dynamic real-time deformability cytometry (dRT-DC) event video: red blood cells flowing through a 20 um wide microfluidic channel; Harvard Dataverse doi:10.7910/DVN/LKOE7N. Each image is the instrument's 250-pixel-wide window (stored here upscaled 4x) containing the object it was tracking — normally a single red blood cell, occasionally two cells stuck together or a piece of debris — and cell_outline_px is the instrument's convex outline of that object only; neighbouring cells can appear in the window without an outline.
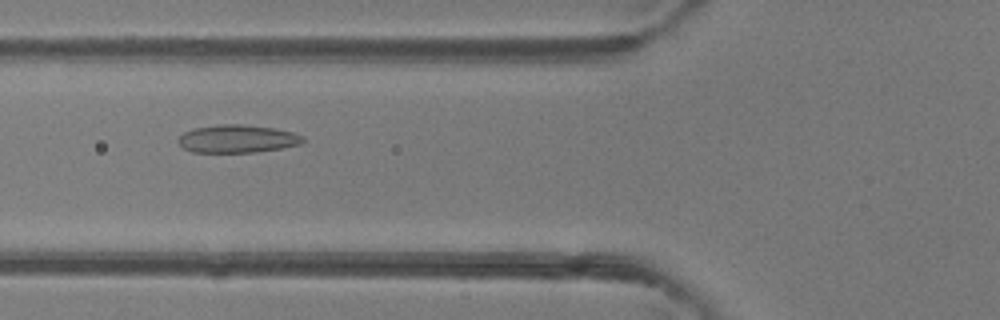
{"species": "common noctule bat (a hibernating species)", "species_latin": "Nyctalus noctula", "temperature_condition": "room temperature", "stored_images_in_passage": 35, "camera_frame_rate_fps": 3000, "um_per_image_px": 0.085, "animal": {"sex": "female"}, "frame": {"image": 1, "passage_image": 6, "time_ms": 1.667, "image_size_px": [1000, 320], "cell_outline_px": [[304, 140], [300, 144], [280, 148], [256, 152], [192, 152], [184, 148], [176, 140], [184, 132], [192, 128], [220, 124], [244, 124], [272, 128], [292, 132], [304, 136]], "centroid_in_image_um": [20.15, 11.79], "position_along_channel_um": 105.7, "area_um2": 20.23}}
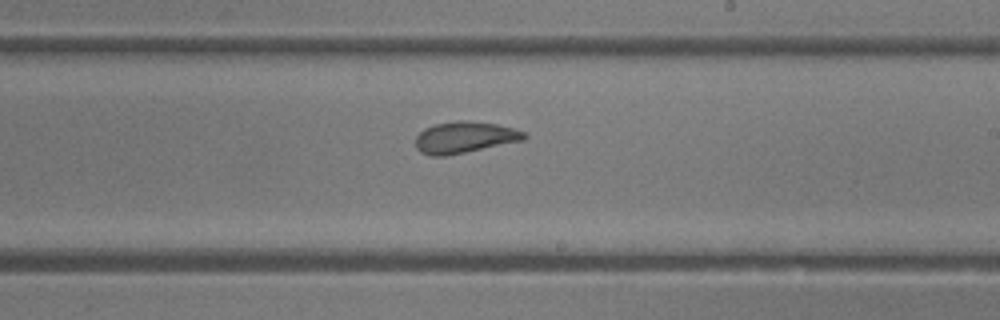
{"frame": {"image": 2, "passage_image": 16, "time_ms": 5.0, "image_size_px": [1000, 320], "cell_outline_px": [[528, 136], [524, 140], [444, 156], [432, 156], [420, 152], [416, 148], [416, 136], [424, 128], [436, 124], [460, 120], [468, 120], [496, 124], [512, 128], [524, 132]], "centroid_in_image_um": [39.47, 11.67], "position_along_channel_um": 249.5, "area_um2": 19.71}}
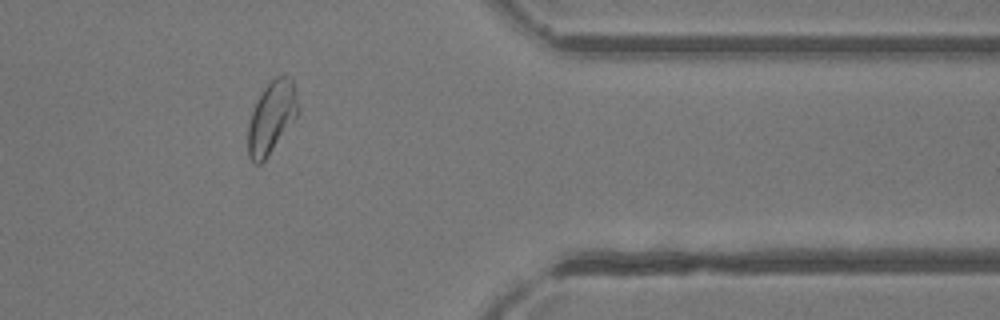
{"frame": {"image": 3, "passage_image": 27, "time_ms": 8.667, "image_size_px": [1000, 320], "cell_outline_px": [[300, 112], [264, 160], [260, 164], [256, 164], [248, 156], [248, 124], [256, 100], [268, 80], [276, 76], [284, 76], [292, 80]], "centroid_in_image_um": [23.07, 9.94], "position_along_channel_um": 388.3, "area_um2": 20.81}, "authors_computed_cell_mechanics": {"area_um2": 19.9988, "velocity_mm_per_s": 4.3039, "shape_relaxation_time_tau1_ms": null, "shape_relaxation_time_tau2_ms": 1.581, "deformation_change_tau1": null, "deformation_change_tau2": 0.0833}}